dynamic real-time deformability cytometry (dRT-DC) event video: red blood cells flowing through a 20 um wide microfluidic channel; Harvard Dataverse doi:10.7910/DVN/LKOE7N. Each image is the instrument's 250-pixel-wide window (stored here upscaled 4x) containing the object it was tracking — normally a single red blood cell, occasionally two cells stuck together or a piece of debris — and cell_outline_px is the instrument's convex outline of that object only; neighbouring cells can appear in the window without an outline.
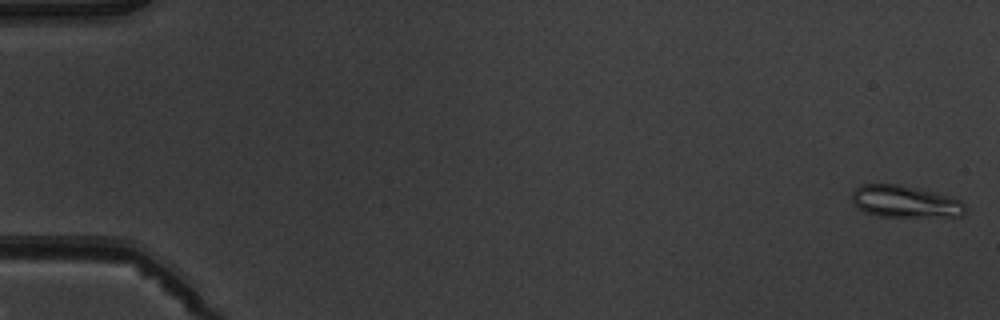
{"species": "common noctule bat (a hibernating species)", "species_latin": "Nyctalus noctula", "temperature_condition": "warm", "stored_images_in_passage": 7, "camera_frame_rate_fps": 3000, "um_per_image_px": 0.085, "animal": {"sex": "male", "body_mass_g": 19.5, "forearm_length_mm": 54.6}, "frame": {"image": 1, "passage_image": 1, "time_ms": 0.0, "image_size_px": [1000, 320], "cell_outline_px": [[968, 208], [964, 216], [880, 216], [864, 212], [852, 204], [852, 192], [860, 184], [900, 184], [948, 196], [960, 200]], "centroid_in_image_um": [76.91, 17.13], "position_along_channel_um": 8.1, "area_um2": 21.1}}
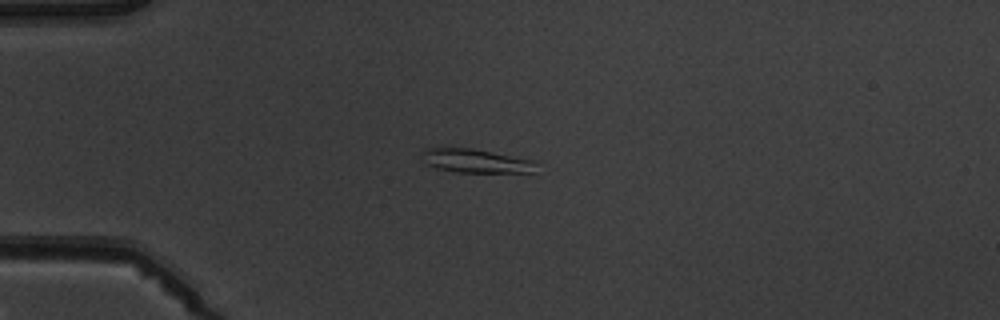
{"frame": {"image": 2, "passage_image": 4, "time_ms": 4.333, "image_size_px": [1000, 320], "cell_outline_px": [[532, 172], [456, 172], [436, 168], [428, 164], [424, 152], [424, 148], [468, 148], [532, 160]], "centroid_in_image_um": [40.38, 13.68], "position_along_channel_um": 44.6, "area_um2": 14.91}}
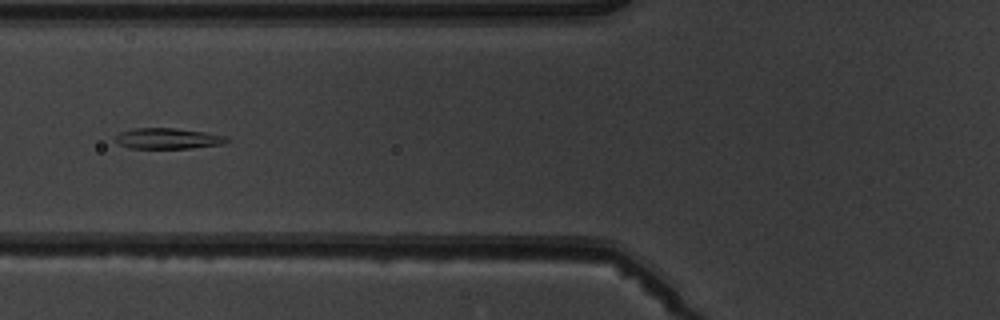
{"frame": {"image": 3, "passage_image": 6, "time_ms": 6.667, "image_size_px": [1000, 320], "cell_outline_px": [[232, 140], [228, 144], [192, 148], [132, 148], [120, 144], [116, 140], [116, 136], [120, 132], [132, 128], [176, 128], [204, 132], [228, 136]], "centroid_in_image_um": [14.39, 11.77], "position_along_channel_um": 111.4, "area_um2": 13.64}}